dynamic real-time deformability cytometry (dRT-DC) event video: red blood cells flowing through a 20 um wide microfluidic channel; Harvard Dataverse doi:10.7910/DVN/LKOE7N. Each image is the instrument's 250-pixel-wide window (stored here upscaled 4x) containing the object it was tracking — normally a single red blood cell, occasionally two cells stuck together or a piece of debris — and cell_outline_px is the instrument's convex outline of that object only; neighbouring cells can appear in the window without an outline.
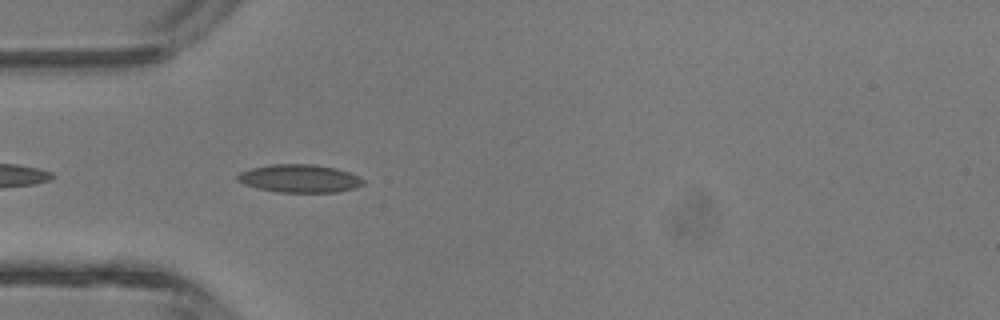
{"species": "common noctule bat (a hibernating species)", "species_latin": "Nyctalus noctula", "temperature_condition": "room temperature", "stored_images_in_passage": 20, "camera_frame_rate_fps": 3000, "um_per_image_px": 0.085, "animal": {"sex": "male", "body_mass_g": 13.3}, "frame": {"image": 1, "passage_image": 2, "time_ms": 0.333, "image_size_px": [1000, 320], "cell_outline_px": [[364, 184], [356, 188], [336, 192], [280, 192], [256, 188], [244, 184], [236, 180], [236, 176], [240, 172], [252, 168], [272, 164], [316, 164], [336, 168], [348, 172], [364, 180]], "centroid_in_image_um": [25.45, 15.17], "position_along_channel_um": 59.6, "area_um2": 20.52}}
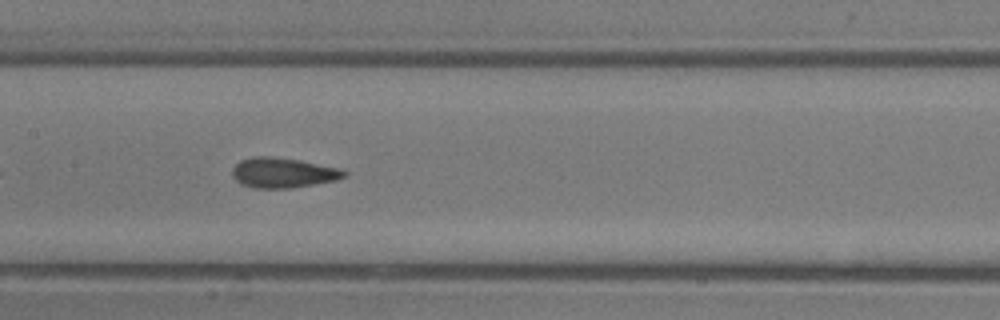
{"frame": {"image": 2, "passage_image": 10, "time_ms": 3.0, "image_size_px": [1000, 320], "cell_outline_px": [[348, 172], [344, 176], [336, 180], [292, 188], [252, 188], [240, 184], [232, 176], [232, 168], [240, 160], [252, 156], [268, 156], [300, 160], [340, 168]], "centroid_in_image_um": [24.02, 14.68], "position_along_channel_um": 183.4, "area_um2": 19.71}}
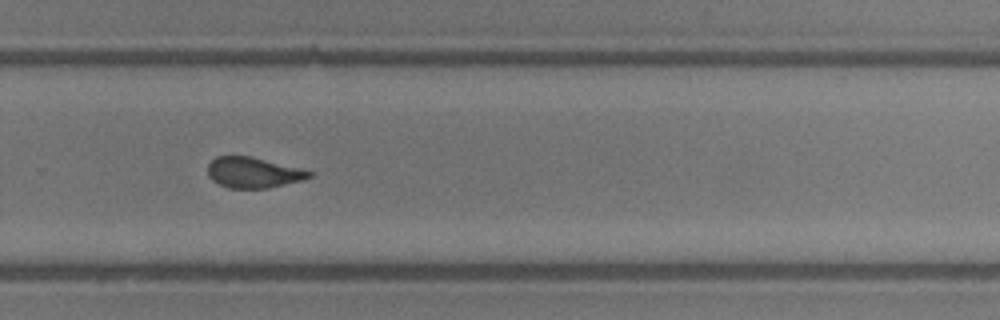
{"frame": {"image": 3, "passage_image": 18, "time_ms": 5.667, "image_size_px": [1000, 320], "cell_outline_px": [[312, 176], [304, 180], [268, 188], [228, 188], [212, 180], [208, 176], [208, 164], [216, 156], [252, 156], [300, 168], [312, 172]], "centroid_in_image_um": [21.53, 14.66], "position_along_channel_um": 308.3, "area_um2": 18.15}}